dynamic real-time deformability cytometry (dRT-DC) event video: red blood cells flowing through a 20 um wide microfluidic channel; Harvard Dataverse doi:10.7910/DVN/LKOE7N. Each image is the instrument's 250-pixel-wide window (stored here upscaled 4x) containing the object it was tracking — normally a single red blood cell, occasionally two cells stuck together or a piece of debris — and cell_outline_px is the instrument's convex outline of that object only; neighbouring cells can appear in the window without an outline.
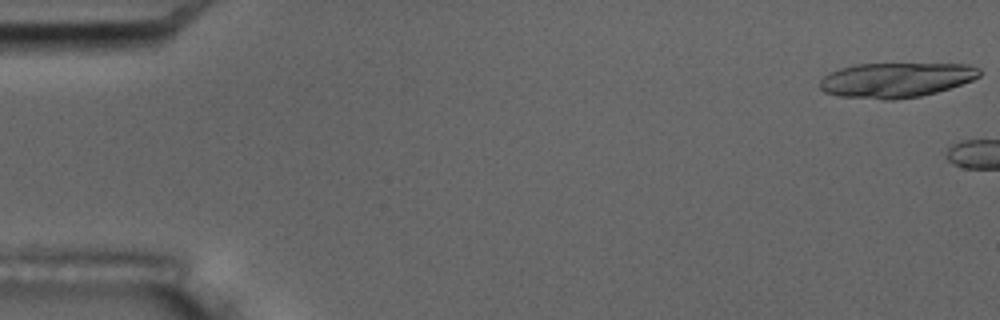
{"species": "common noctule bat (a hibernating species)", "species_latin": "Nyctalus noctula", "temperature_condition": "room temperature", "stored_images_in_passage": 2, "camera_frame_rate_fps": 3000, "um_per_image_px": 0.085, "animal": {"sex": "male", "body_mass_g": 17.5, "forearm_length_mm": 52.3}, "frame": {"image": 1, "passage_image": 1, "time_ms": 0.0, "image_size_px": [1000, 320], "cell_outline_px": [[980, 76], [972, 80], [936, 92], [920, 96], [896, 100], [884, 100], [840, 96], [824, 92], [820, 88], [820, 80], [828, 72], [840, 68], [856, 64], [968, 64], [980, 68]], "centroid_in_image_um": [76.13, 6.8], "position_along_channel_um": 8.9, "area_um2": 32.43}}